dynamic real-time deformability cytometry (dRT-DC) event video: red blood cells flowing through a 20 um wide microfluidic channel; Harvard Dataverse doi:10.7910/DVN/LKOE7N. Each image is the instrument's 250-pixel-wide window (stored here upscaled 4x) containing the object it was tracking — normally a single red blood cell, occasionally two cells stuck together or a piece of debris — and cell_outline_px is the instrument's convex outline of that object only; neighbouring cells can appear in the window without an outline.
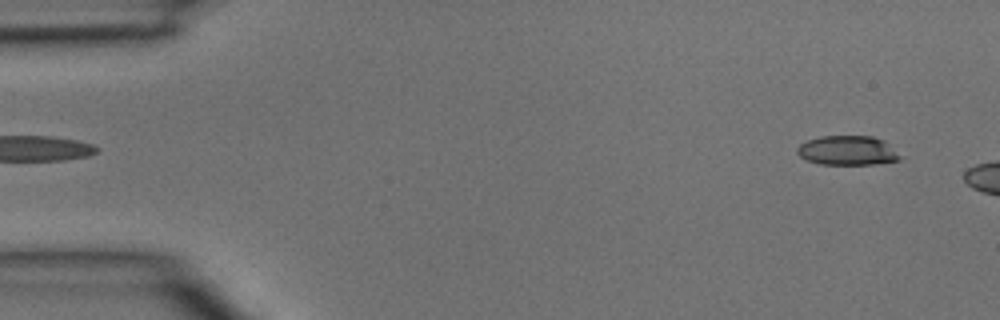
{"species": "common noctule bat (a hibernating species)", "species_latin": "Nyctalus noctula", "temperature_condition": "room temperature", "stored_images_in_passage": 6, "camera_frame_rate_fps": 3000, "um_per_image_px": 0.085, "animal": {"sex": "male", "body_mass_g": 15.6}, "frame": {"image": 1, "passage_image": 2, "time_ms": 0.333, "image_size_px": [1000, 320], "cell_outline_px": [[904, 156], [900, 160], [876, 164], [820, 164], [808, 160], [800, 156], [796, 152], [796, 148], [800, 144], [808, 140], [820, 136], [872, 136], [884, 140]], "centroid_in_image_um": [72.09, 12.79], "position_along_channel_um": 12.9, "area_um2": 17.8}}